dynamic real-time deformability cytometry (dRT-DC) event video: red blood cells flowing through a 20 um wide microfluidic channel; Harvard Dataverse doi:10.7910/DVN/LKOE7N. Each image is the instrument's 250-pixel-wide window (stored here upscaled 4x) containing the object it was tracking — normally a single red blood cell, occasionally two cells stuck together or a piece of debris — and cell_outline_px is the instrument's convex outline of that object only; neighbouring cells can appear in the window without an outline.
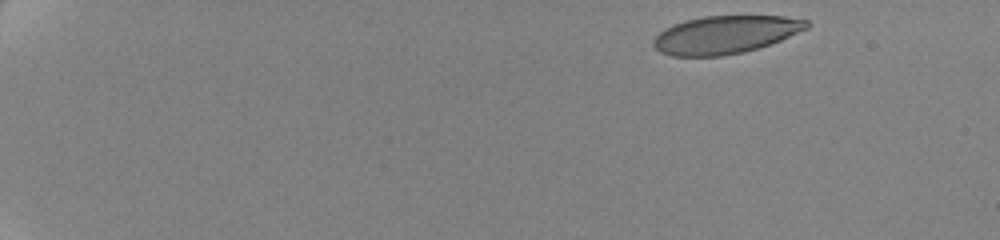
{"species": "human", "species_latin": "Homo sapiens", "temperature_condition": "cold", "stored_images_in_passage": 7, "camera_frame_rate_fps": 3000, "um_per_image_px": 0.085, "donor": {"sex": "female"}, "frame": {"image": 1, "passage_image": 1, "time_ms": 0.0, "image_size_px": [1000, 240], "cell_outline_px": [[812, 24], [808, 28], [780, 40], [744, 52], [720, 56], [672, 56], [660, 52], [652, 44], [656, 36], [664, 28], [672, 24], [684, 20], [704, 16], [784, 16], [808, 20]], "centroid_in_image_um": [61.64, 2.94], "position_along_channel_um": 23.4, "area_um2": 33.81}}